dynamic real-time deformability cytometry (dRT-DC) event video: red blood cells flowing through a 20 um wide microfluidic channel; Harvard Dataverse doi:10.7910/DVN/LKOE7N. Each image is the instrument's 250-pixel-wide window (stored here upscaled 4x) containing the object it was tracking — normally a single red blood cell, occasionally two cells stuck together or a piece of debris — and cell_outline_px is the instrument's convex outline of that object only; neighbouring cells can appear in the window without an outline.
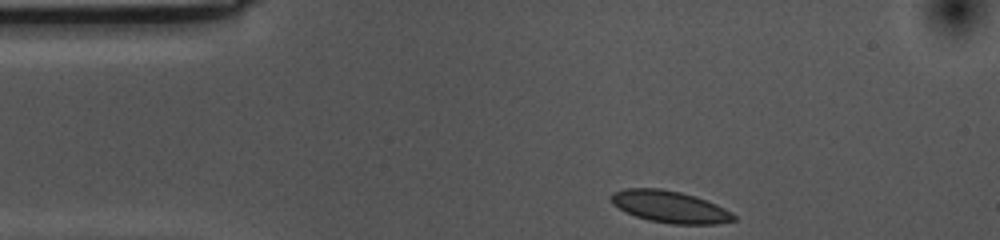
{"species": "common noctule bat (a hibernating species)", "species_latin": "Nyctalus noctula", "temperature_condition": "cold", "stored_images_in_passage": 40, "camera_frame_rate_fps": 3000, "um_per_image_px": 0.085, "animal": {"sex": "female", "body_mass_g": 10.0, "forearm_length_mm": 53.1}, "frame": {"image": 1, "passage_image": 1, "time_ms": 0.0, "image_size_px": [1000, 240], "cell_outline_px": [[736, 220], [716, 224], [672, 224], [648, 220], [636, 216], [612, 204], [608, 196], [612, 192], [624, 188], [660, 188], [680, 192], [696, 196], [716, 204], [732, 212], [736, 216]], "centroid_in_image_um": [56.93, 17.57], "position_along_channel_um": 28.1, "area_um2": 22.89}}
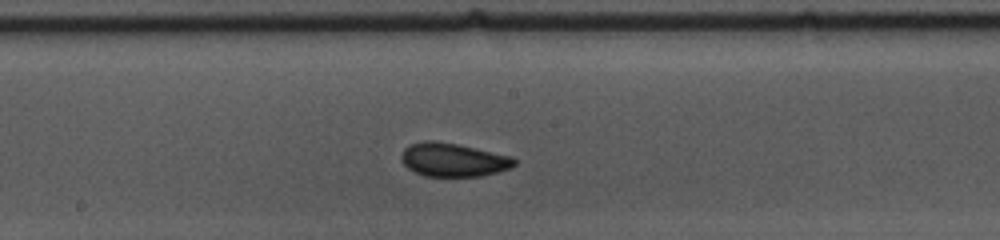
{"frame": {"image": 2, "passage_image": 20, "time_ms": 6.333, "image_size_px": [1000, 240], "cell_outline_px": [[516, 164], [512, 168], [480, 176], [424, 176], [412, 172], [404, 164], [400, 156], [404, 148], [412, 144], [424, 140], [436, 140], [456, 144], [512, 156], [516, 160]], "centroid_in_image_um": [38.51, 13.58], "position_along_channel_um": 209.7, "area_um2": 22.14}}
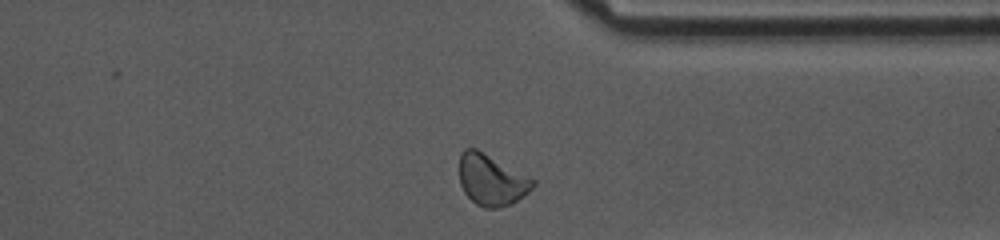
{"frame": {"image": 3, "passage_image": 34, "time_ms": 11.0, "image_size_px": [1000, 240], "cell_outline_px": [[536, 184], [528, 192], [512, 204], [496, 208], [484, 208], [476, 204], [464, 192], [460, 184], [460, 152], [464, 148], [476, 148], [536, 180]], "centroid_in_image_um": [41.77, 15.29], "position_along_channel_um": 369.6, "area_um2": 21.85}, "authors_computed_cell_mechanics": {"area_um2": 21.8195, "velocity_mm_per_s": 3.5156, "shape_relaxation_time_tau1_ms": 4.5767, "shape_relaxation_time_tau2_ms": 2.3501, "deformation_change_tau1": 0.0731, "deformation_change_tau2": 0.0594}}